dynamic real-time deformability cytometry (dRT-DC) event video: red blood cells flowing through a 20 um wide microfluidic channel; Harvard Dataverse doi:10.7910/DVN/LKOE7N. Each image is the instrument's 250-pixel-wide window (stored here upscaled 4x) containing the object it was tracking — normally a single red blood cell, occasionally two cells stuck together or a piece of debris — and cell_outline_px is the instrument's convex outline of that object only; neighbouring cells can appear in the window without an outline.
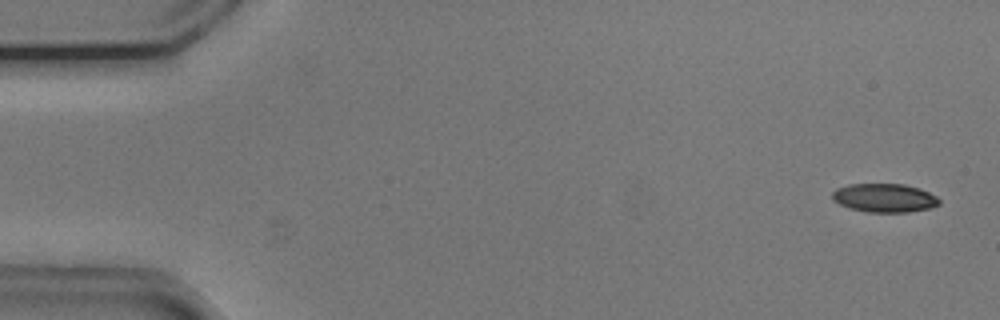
{"species": "common noctule bat (a hibernating species)", "species_latin": "Nyctalus noctula", "temperature_condition": "cold", "stored_images_in_passage": 53, "camera_frame_rate_fps": 3000, "um_per_image_px": 0.085, "animal": {"sex": "male", "body_mass_g": 20.5, "forearm_length_mm": 52.5}, "frame": {"image": 1, "passage_image": 2, "time_ms": 0.333, "image_size_px": [1000, 320], "cell_outline_px": [[940, 204], [932, 208], [908, 212], [868, 212], [848, 208], [832, 200], [832, 192], [836, 188], [848, 184], [904, 184], [920, 188], [936, 196], [940, 200]], "centroid_in_image_um": [75.18, 16.82], "position_along_channel_um": 9.8, "area_um2": 18.03}}
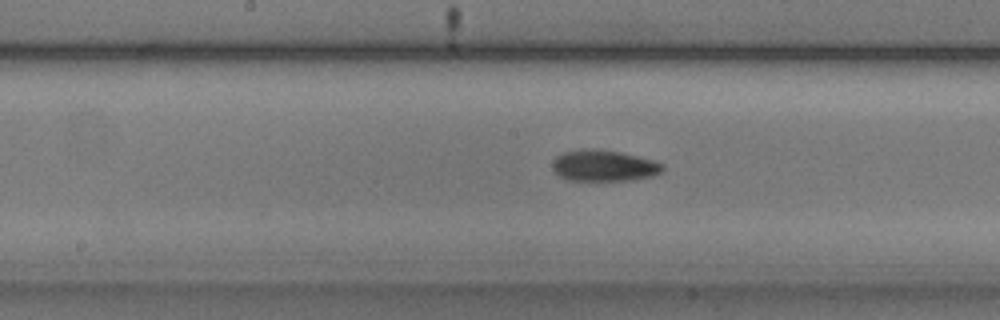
{"frame": {"image": 2, "passage_image": 27, "time_ms": 8.667, "image_size_px": [1000, 320], "cell_outline_px": [[664, 168], [660, 172], [652, 176], [632, 180], [568, 180], [560, 176], [552, 168], [552, 164], [556, 156], [564, 152], [584, 148], [596, 148], [620, 152], [656, 160], [664, 164]], "centroid_in_image_um": [51.34, 14.07], "position_along_channel_um": 196.9, "area_um2": 20.17}}
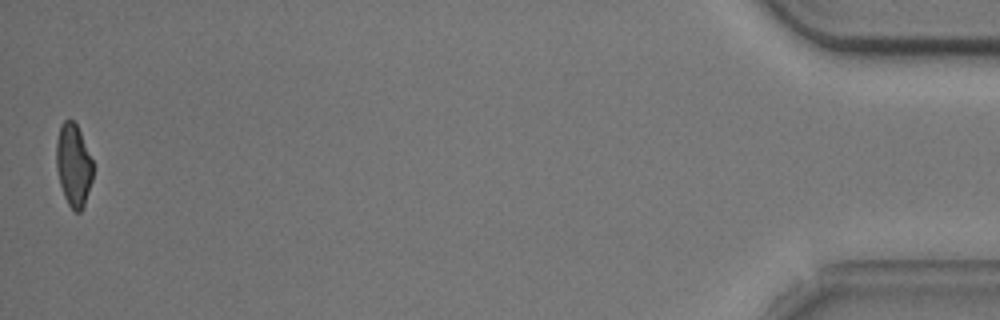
{"frame": {"image": 3, "passage_image": 53, "time_ms": 17.333, "image_size_px": [1000, 320], "cell_outline_px": [[92, 180], [84, 204], [80, 212], [76, 212], [68, 204], [64, 196], [60, 184], [56, 168], [56, 140], [60, 124], [64, 120], [72, 120], [76, 124], [80, 132], [92, 160]], "centroid_in_image_um": [6.22, 14.01], "position_along_channel_um": 429.0, "area_um2": 17.46}, "authors_computed_cell_mechanics": {"area_um2": 19.1318, "velocity_mm_per_s": 3.7655, "shape_relaxation_time_tau1_ms": 5.0942, "shape_relaxation_time_tau2_ms": 5.185, "deformation_change_tau1": 0.1379, "deformation_change_tau2": 0.1168}}